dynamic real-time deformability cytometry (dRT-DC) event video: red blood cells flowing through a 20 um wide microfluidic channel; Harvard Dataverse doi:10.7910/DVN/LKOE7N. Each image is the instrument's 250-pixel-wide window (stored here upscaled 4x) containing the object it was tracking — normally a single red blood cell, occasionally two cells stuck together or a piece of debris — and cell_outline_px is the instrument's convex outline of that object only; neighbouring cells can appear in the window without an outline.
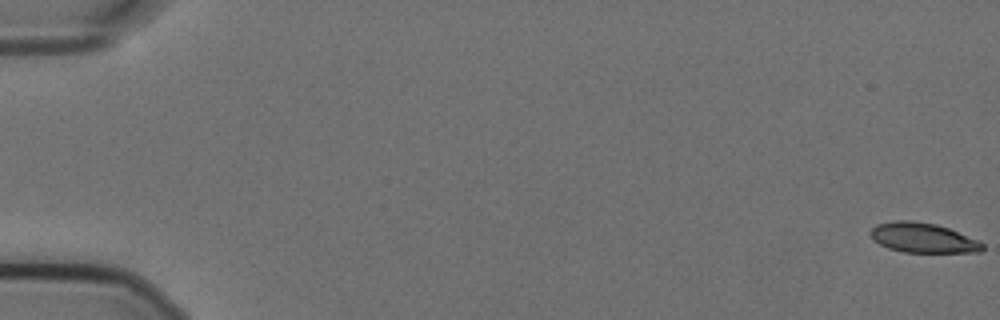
{"species": "Egyptian fruit bat (a non-hibernating species)", "species_latin": "Rousettus aegyptiacus", "temperature_condition": "cold", "stored_images_in_passage": 58, "camera_frame_rate_fps": 3000, "um_per_image_px": 0.085, "animal": {"sex": "female"}, "frame": {"image": 1, "passage_image": 1, "time_ms": 0.0, "image_size_px": [1000, 320], "cell_outline_px": [[984, 248], [980, 252], [904, 252], [888, 248], [872, 240], [868, 232], [876, 224], [896, 220], [912, 220], [936, 224], [948, 228], [976, 240], [984, 244]], "centroid_in_image_um": [78.39, 20.21], "position_along_channel_um": 6.6, "area_um2": 19.42}}
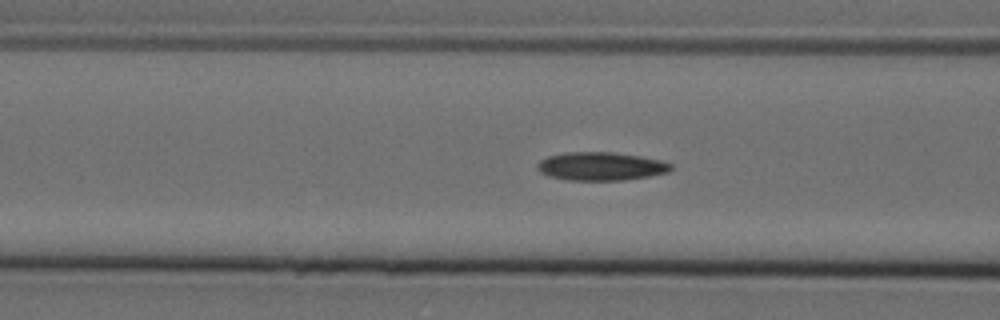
{"frame": {"image": 2, "passage_image": 24, "time_ms": 7.667, "image_size_px": [1000, 320], "cell_outline_px": [[672, 168], [668, 172], [648, 176], [624, 180], [568, 180], [548, 176], [540, 172], [536, 168], [536, 164], [540, 160], [548, 156], [568, 152], [612, 152], [640, 156], [660, 160], [672, 164]], "centroid_in_image_um": [51.04, 14.13], "position_along_channel_um": 115.6, "area_um2": 22.02}}
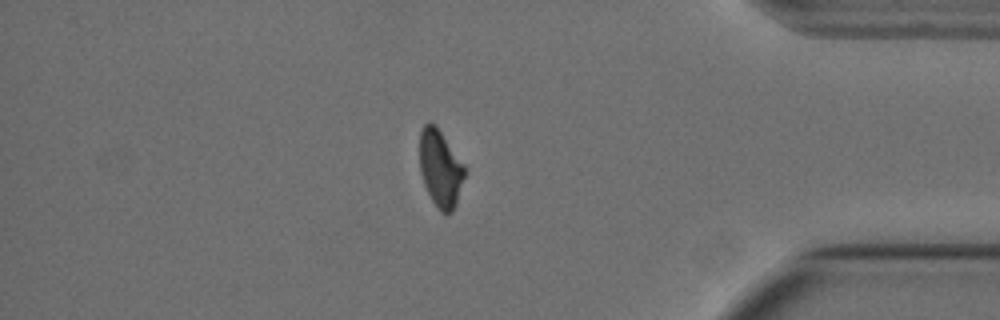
{"frame": {"image": 3, "passage_image": 50, "time_ms": 16.333, "image_size_px": [1000, 320], "cell_outline_px": [[464, 176], [456, 204], [452, 212], [440, 212], [432, 200], [424, 184], [420, 172], [420, 132], [424, 124], [428, 120], [436, 124], [464, 164]], "centroid_in_image_um": [37.41, 14.27], "position_along_channel_um": 397.8, "area_um2": 20.11}, "authors_computed_cell_mechanics": {"area_um2": 21.0681, "velocity_mm_per_s": 3.5807, "shape_relaxation_time_tau1_ms": 10.2885, "shape_relaxation_time_tau2_ms": 4.2427, "deformation_change_tau1": 0.2414, "deformation_change_tau2": 0.1008}}